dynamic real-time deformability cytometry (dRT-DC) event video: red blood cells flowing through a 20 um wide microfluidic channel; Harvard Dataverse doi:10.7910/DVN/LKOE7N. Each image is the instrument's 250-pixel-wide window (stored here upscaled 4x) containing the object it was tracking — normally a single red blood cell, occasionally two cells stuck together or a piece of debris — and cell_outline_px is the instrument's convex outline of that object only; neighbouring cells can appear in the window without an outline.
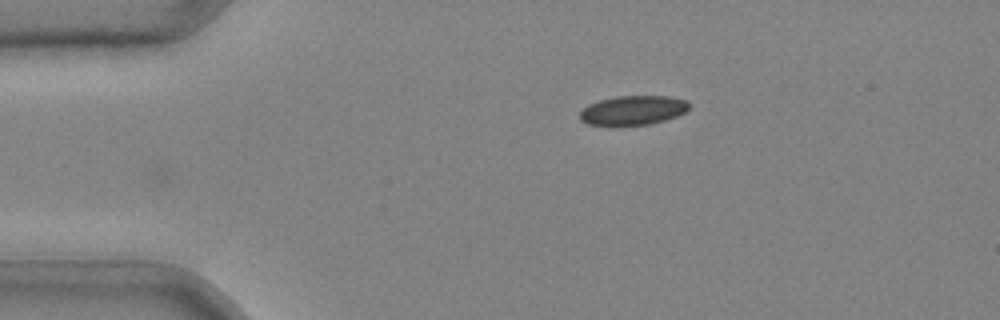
{"species": "common noctule bat (a hibernating species)", "species_latin": "Nyctalus noctula", "temperature_condition": "cold", "stored_images_in_passage": 32, "camera_frame_rate_fps": 3000, "um_per_image_px": 0.085, "animal": {"sex": "male", "body_mass_g": 20.4}, "frame": {"image": 1, "passage_image": 1, "time_ms": 0.0, "image_size_px": [1000, 320], "cell_outline_px": [[688, 108], [684, 112], [676, 116], [664, 120], [648, 124], [612, 128], [608, 128], [588, 124], [580, 120], [580, 112], [588, 104], [600, 100], [616, 96], [668, 96], [688, 100]], "centroid_in_image_um": [53.74, 9.41], "position_along_channel_um": 31.3, "area_um2": 19.19}}
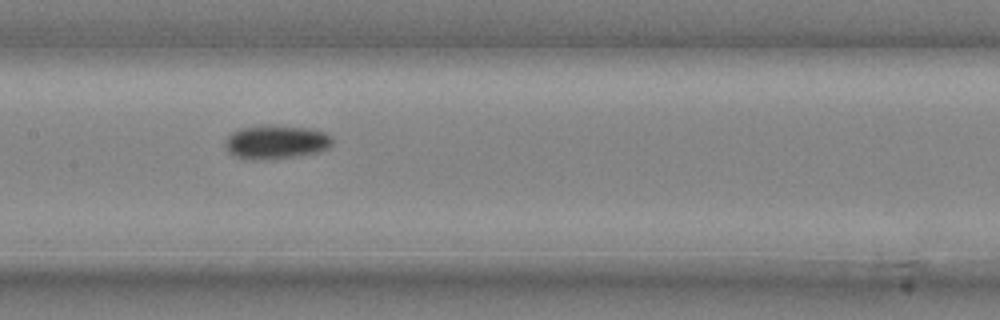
{"frame": {"image": 2, "passage_image": 14, "time_ms": 4.333, "image_size_px": [1000, 320], "cell_outline_px": [[332, 144], [328, 148], [320, 152], [300, 156], [264, 160], [252, 160], [236, 156], [228, 152], [224, 144], [228, 136], [232, 132], [244, 128], [308, 128], [324, 132], [332, 136]], "centroid_in_image_um": [23.5, 12.14], "position_along_channel_um": 183.9, "area_um2": 20.4}}
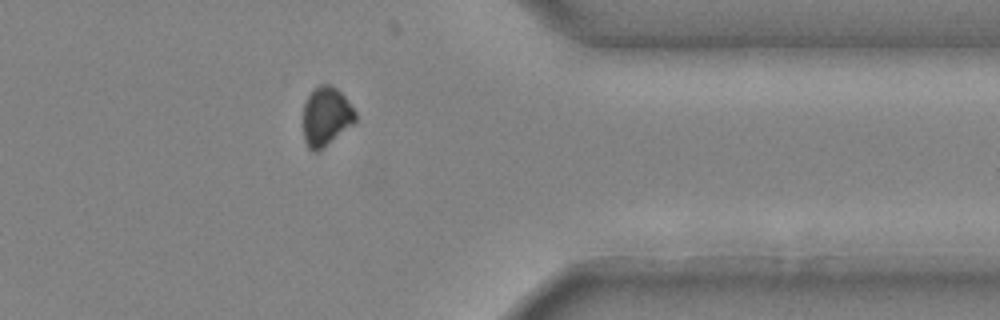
{"frame": {"image": 3, "passage_image": 28, "time_ms": 9.0, "image_size_px": [1000, 320], "cell_outline_px": [[356, 120], [352, 124], [316, 152], [312, 152], [308, 148], [304, 140], [304, 104], [312, 88], [320, 84], [328, 84], [336, 88], [344, 96], [356, 112]], "centroid_in_image_um": [27.69, 9.86], "position_along_channel_um": 383.7, "area_um2": 17.63}}